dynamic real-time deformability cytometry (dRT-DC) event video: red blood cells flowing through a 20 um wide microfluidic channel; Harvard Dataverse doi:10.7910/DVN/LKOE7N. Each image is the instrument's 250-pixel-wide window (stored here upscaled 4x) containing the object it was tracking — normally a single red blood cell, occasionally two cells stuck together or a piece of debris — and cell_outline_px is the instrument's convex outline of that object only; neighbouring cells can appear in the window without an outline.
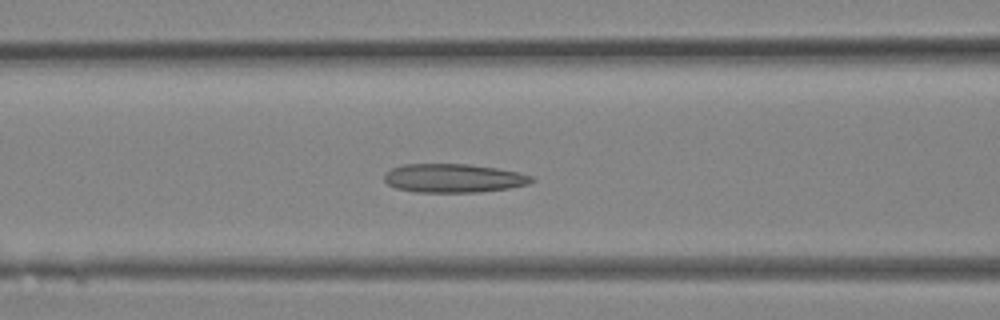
{"species": "Egyptian fruit bat (a non-hibernating species)", "species_latin": "Rousettus aegyptiacus", "temperature_condition": "room temperature", "stored_images_in_passage": 31, "camera_frame_rate_fps": 3000, "um_per_image_px": 0.085, "animal": {"sex": "female"}, "frame": {"image": 1, "passage_image": 12, "time_ms": 3.667, "image_size_px": [1000, 320], "cell_outline_px": [[536, 180], [528, 184], [508, 188], [476, 192], [416, 192], [396, 188], [388, 184], [384, 180], [384, 172], [392, 168], [404, 164], [468, 164], [496, 168], [520, 172], [532, 176]], "centroid_in_image_um": [38.54, 15.14], "position_along_channel_um": 128.1, "area_um2": 24.68}}
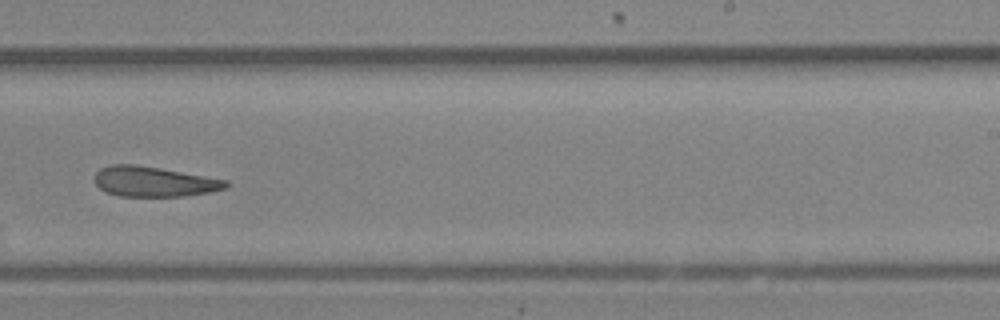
{"frame": {"image": 2, "passage_image": 19, "time_ms": 6.0, "image_size_px": [1000, 320], "cell_outline_px": [[228, 188], [208, 192], [184, 196], [120, 196], [108, 192], [100, 188], [96, 184], [92, 176], [100, 168], [112, 164], [136, 164], [160, 168], [228, 180]], "centroid_in_image_um": [13.06, 15.43], "position_along_channel_um": 275.9, "area_um2": 23.06}}
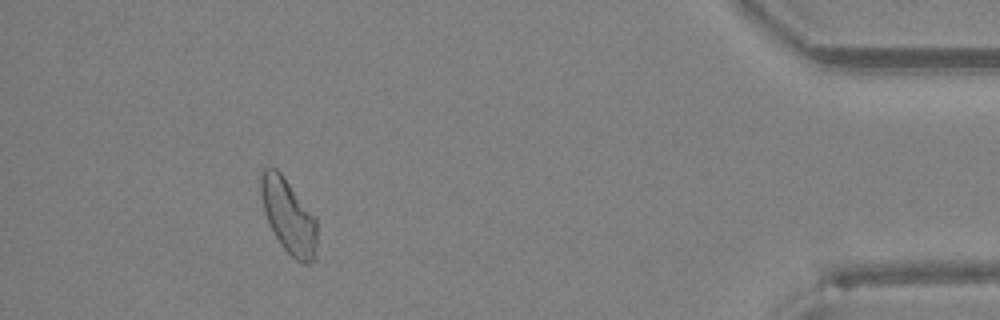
{"frame": {"image": 3, "passage_image": 28, "time_ms": 9.0, "image_size_px": [1000, 320], "cell_outline_px": [[316, 244], [312, 260], [308, 264], [300, 264], [280, 244], [268, 220], [264, 208], [260, 192], [260, 176], [264, 168], [276, 168], [280, 172], [316, 216]], "centroid_in_image_um": [24.53, 18.35], "position_along_channel_um": 410.7, "area_um2": 23.99}}